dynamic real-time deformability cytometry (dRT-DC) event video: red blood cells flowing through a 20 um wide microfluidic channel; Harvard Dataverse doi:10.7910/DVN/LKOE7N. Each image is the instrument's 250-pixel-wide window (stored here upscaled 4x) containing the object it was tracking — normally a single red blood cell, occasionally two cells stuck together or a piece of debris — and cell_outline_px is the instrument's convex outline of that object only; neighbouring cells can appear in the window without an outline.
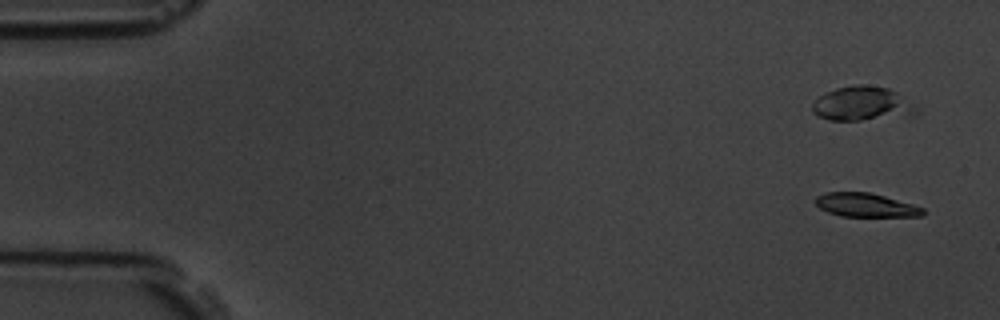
{"species": "common noctule bat (a hibernating species)", "species_latin": "Nyctalus noctula", "temperature_condition": "room temperature", "stored_images_in_passage": 4, "camera_frame_rate_fps": 3000, "um_per_image_px": 0.085, "animal": {"sex": "male", "body_mass_g": 19.5, "forearm_length_mm": 54.6}, "frame": {"image": 1, "passage_image": 1, "time_ms": 0.0, "image_size_px": [1000, 320], "cell_outline_px": [[924, 216], [840, 216], [828, 212], [820, 208], [816, 204], [816, 196], [824, 192], [868, 192], [884, 196], [912, 204], [924, 208]], "centroid_in_image_um": [73.57, 17.43], "position_along_channel_um": 11.4, "area_um2": 14.74}}